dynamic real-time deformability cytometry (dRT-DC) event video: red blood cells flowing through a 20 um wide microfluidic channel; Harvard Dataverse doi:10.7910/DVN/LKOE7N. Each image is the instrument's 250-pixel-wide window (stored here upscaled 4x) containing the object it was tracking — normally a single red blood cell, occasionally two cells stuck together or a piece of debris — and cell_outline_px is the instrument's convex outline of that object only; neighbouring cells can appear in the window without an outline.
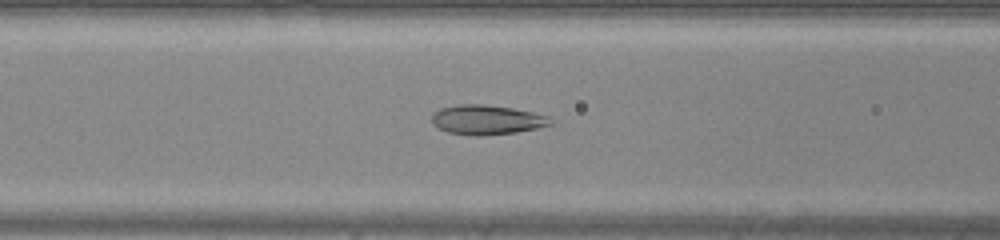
{"species": "common noctule bat (a hibernating species)", "species_latin": "Nyctalus noctula", "temperature_condition": "warm", "stored_images_in_passage": 43, "camera_frame_rate_fps": 3000, "um_per_image_px": 0.085, "animal": {"sex": "male", "body_mass_g": 20.0, "forearm_length_mm": 53.3}, "frame": {"image": 1, "passage_image": 17, "time_ms": 5.333, "image_size_px": [1000, 240], "cell_outline_px": [[556, 124], [516, 132], [480, 136], [476, 136], [448, 132], [436, 128], [432, 124], [432, 116], [440, 108], [460, 104], [480, 104], [512, 108], [552, 116]], "centroid_in_image_um": [41.43, 10.19], "position_along_channel_um": 125.2, "area_um2": 20.63}}
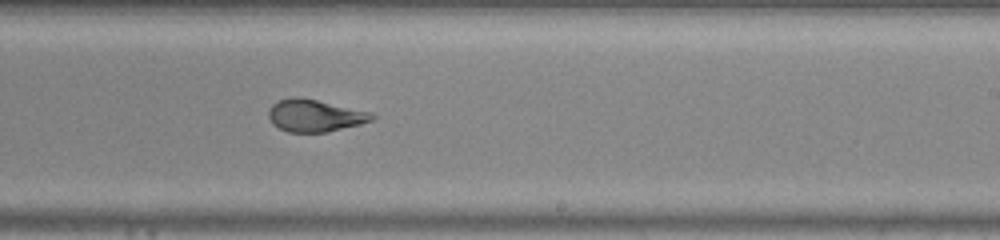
{"frame": {"image": 2, "passage_image": 26, "time_ms": 8.333, "image_size_px": [1000, 240], "cell_outline_px": [[376, 116], [372, 120], [360, 124], [324, 132], [288, 132], [272, 124], [268, 116], [268, 112], [272, 104], [276, 100], [292, 96], [300, 96], [372, 112]], "centroid_in_image_um": [26.73, 9.8], "position_along_channel_um": 262.3, "area_um2": 19.54}}
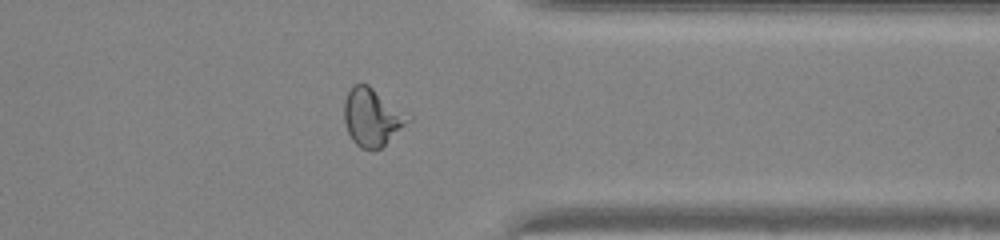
{"frame": {"image": 3, "passage_image": 34, "time_ms": 11.0, "image_size_px": [1000, 240], "cell_outline_px": [[412, 120], [380, 148], [372, 152], [360, 148], [352, 140], [348, 132], [344, 120], [344, 100], [352, 84], [368, 84], [412, 116]], "centroid_in_image_um": [31.64, 9.97], "position_along_channel_um": 379.8, "area_um2": 21.73}}